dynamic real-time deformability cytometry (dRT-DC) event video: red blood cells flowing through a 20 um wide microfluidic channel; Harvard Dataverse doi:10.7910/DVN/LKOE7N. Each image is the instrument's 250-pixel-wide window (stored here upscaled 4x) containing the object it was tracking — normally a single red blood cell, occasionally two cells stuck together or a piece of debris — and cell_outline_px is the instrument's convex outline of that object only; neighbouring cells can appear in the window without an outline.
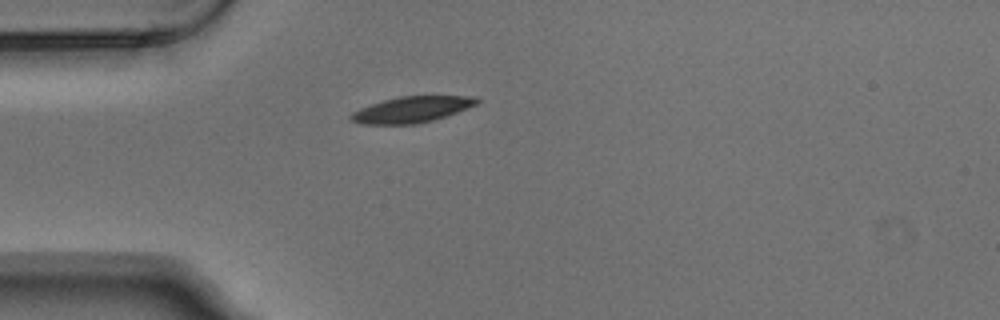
{"species": "Egyptian fruit bat (a non-hibernating species)", "species_latin": "Rousettus aegyptiacus", "temperature_condition": "warm", "stored_images_in_passage": 4, "camera_frame_rate_fps": 3000, "um_per_image_px": 0.085, "animal": {"sex": "male"}, "frame": {"image": 1, "passage_image": 4, "time_ms": 1.0, "image_size_px": [1000, 320], "cell_outline_px": [[480, 100], [476, 104], [468, 108], [432, 120], [416, 124], [364, 124], [348, 120], [348, 116], [352, 112], [360, 108], [384, 100], [400, 96], [476, 96]], "centroid_in_image_um": [34.97, 9.31], "position_along_channel_um": 50.0, "area_um2": 18.96}}